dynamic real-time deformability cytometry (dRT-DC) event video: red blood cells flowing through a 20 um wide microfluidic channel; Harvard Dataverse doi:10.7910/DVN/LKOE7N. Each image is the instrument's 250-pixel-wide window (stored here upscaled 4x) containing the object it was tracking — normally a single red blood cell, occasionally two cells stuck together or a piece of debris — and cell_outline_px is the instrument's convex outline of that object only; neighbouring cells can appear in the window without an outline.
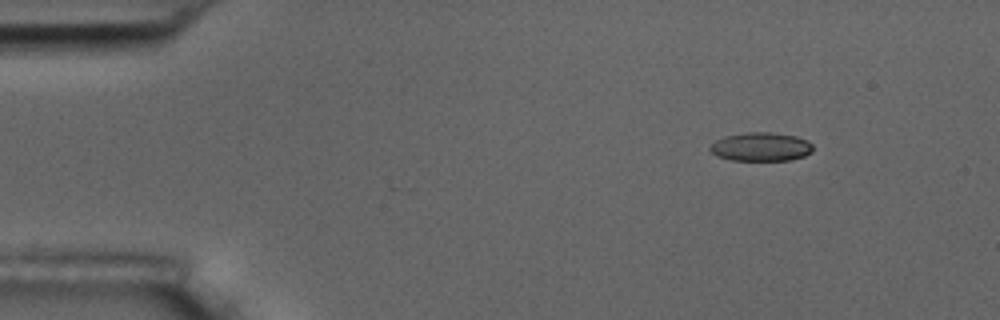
{"species": "common noctule bat (a hibernating species)", "species_latin": "Nyctalus noctula", "temperature_condition": "room temperature", "stored_images_in_passage": 6, "camera_frame_rate_fps": 3000, "um_per_image_px": 0.085, "animal": {"sex": "male", "body_mass_g": 17.5, "forearm_length_mm": 52.3}, "frame": {"image": 1, "passage_image": 2, "time_ms": 1.0, "image_size_px": [1000, 320], "cell_outline_px": [[812, 152], [804, 156], [792, 160], [732, 160], [716, 156], [708, 148], [716, 140], [724, 136], [748, 132], [768, 132], [796, 136], [808, 140], [812, 144]], "centroid_in_image_um": [64.69, 12.48], "position_along_channel_um": 20.3, "area_um2": 17.22}}
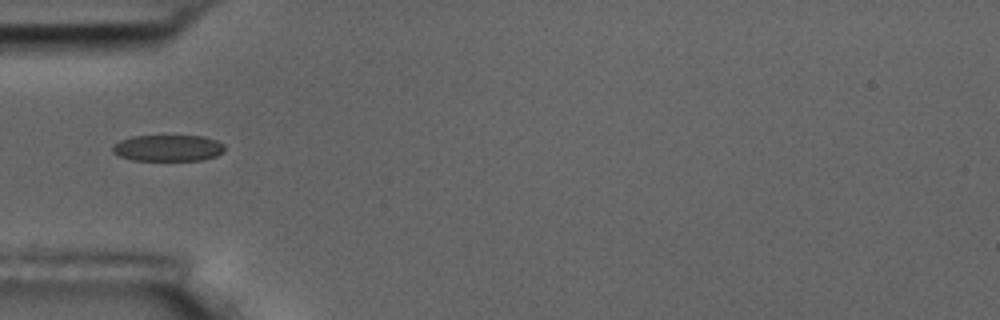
{"frame": {"image": 2, "passage_image": 5, "time_ms": 4.667, "image_size_px": [1000, 320], "cell_outline_px": [[224, 152], [216, 156], [204, 160], [132, 160], [120, 156], [112, 152], [112, 144], [120, 140], [132, 136], [204, 136], [216, 140], [224, 144]], "centroid_in_image_um": [14.28, 12.58], "position_along_channel_um": 70.7, "area_um2": 17.34}}